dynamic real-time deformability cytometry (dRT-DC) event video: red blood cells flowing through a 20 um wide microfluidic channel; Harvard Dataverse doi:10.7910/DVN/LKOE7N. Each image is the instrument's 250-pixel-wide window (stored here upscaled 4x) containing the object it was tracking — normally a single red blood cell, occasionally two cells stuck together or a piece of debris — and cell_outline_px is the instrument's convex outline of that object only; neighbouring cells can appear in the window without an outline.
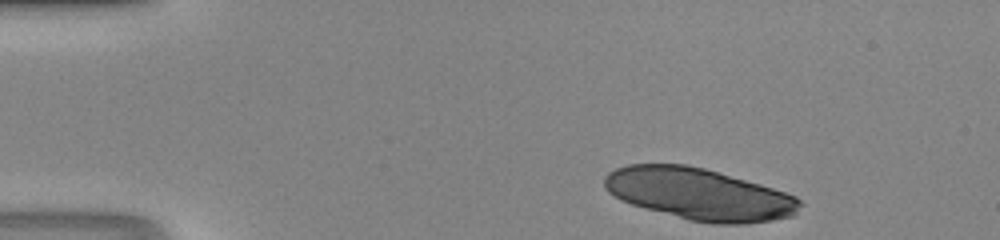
{"species": "human", "species_latin": "Homo sapiens", "temperature_condition": "room temperature", "stored_images_in_passage": 40, "camera_frame_rate_fps": 3000, "um_per_image_px": 0.085, "donor": {"sex": "male"}, "frame": {"image": 1, "passage_image": 1, "time_ms": 0.0, "image_size_px": [1000, 240], "cell_outline_px": [[804, 204], [792, 216], [772, 220], [748, 224], [712, 224], [688, 220], [632, 204], [620, 200], [608, 192], [604, 188], [604, 176], [608, 172], [616, 168], [628, 164], [684, 164], [704, 168], [760, 184], [796, 196]], "centroid_in_image_um": [59.42, 16.5], "position_along_channel_um": 25.6, "area_um2": 58.96}}
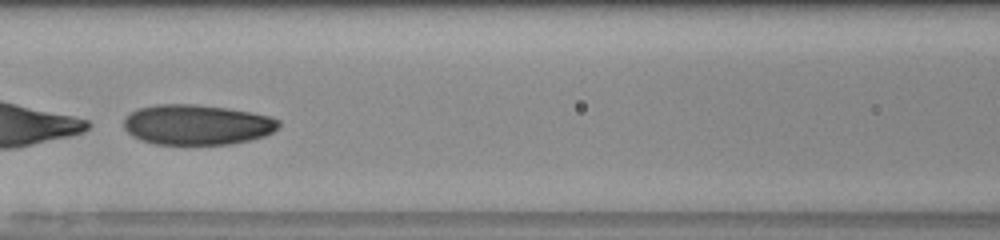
{"frame": {"image": 2, "passage_image": 16, "time_ms": 5.0, "image_size_px": [1000, 240], "cell_outline_px": [[280, 124], [272, 132], [264, 136], [232, 144], [152, 144], [140, 140], [132, 136], [124, 128], [124, 116], [140, 108], [156, 104], [196, 104], [228, 108], [252, 112], [272, 116], [280, 120]], "centroid_in_image_um": [16.74, 10.59], "position_along_channel_um": 149.9, "area_um2": 36.53}}